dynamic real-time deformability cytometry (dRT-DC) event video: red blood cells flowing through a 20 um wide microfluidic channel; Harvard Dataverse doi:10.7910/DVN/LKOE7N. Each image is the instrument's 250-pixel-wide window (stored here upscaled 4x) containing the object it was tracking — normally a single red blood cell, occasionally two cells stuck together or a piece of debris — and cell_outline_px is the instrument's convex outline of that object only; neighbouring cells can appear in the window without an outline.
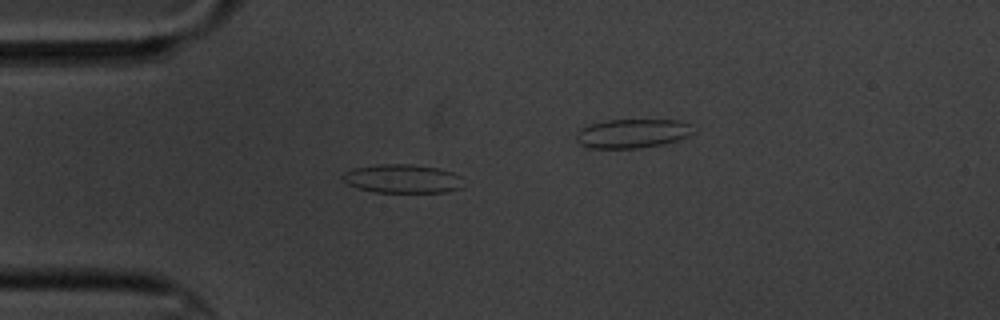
{"species": "common noctule bat (a hibernating species)", "species_latin": "Nyctalus noctula", "temperature_condition": "cold", "stored_images_in_passage": 5, "camera_frame_rate_fps": 3000, "um_per_image_px": 0.085, "animal": {"sex": "male", "body_mass_g": 20.1, "forearm_length_mm": 53.5}, "frame": {"image": 1, "passage_image": 4, "time_ms": 4.333, "image_size_px": [1000, 320], "cell_outline_px": [[460, 188], [448, 192], [372, 192], [356, 188], [348, 184], [344, 180], [344, 172], [352, 168], [376, 164], [412, 164], [440, 168], [452, 172], [460, 176]], "centroid_in_image_um": [34.17, 15.18], "position_along_channel_um": 50.8, "area_um2": 20.23}}